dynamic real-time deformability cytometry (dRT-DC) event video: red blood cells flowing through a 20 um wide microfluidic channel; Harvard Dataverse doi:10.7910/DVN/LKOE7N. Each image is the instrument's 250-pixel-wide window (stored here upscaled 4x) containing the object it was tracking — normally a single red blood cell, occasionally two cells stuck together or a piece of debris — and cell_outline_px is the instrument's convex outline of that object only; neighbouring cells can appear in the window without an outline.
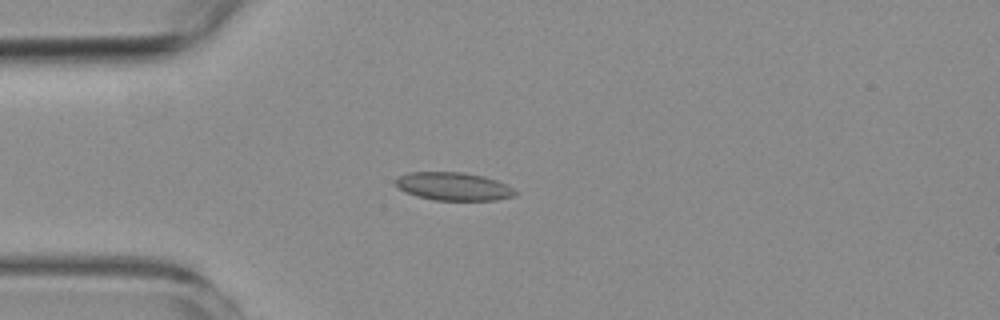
{"species": "common noctule bat (a hibernating species)", "species_latin": "Nyctalus noctula", "temperature_condition": "room temperature", "stored_images_in_passage": 3, "camera_frame_rate_fps": 3000, "um_per_image_px": 0.085, "animal": {"sex": "female", "body_mass_g": 19.3, "forearm_length_mm": 54.1}, "frame": {"image": 1, "passage_image": 3, "time_ms": 3.0, "image_size_px": [1000, 320], "cell_outline_px": [[516, 196], [496, 200], [436, 200], [416, 196], [404, 192], [392, 180], [408, 172], [464, 172], [484, 176], [496, 180], [512, 188], [516, 192]], "centroid_in_image_um": [38.52, 15.84], "position_along_channel_um": 46.5, "area_um2": 19.59}}